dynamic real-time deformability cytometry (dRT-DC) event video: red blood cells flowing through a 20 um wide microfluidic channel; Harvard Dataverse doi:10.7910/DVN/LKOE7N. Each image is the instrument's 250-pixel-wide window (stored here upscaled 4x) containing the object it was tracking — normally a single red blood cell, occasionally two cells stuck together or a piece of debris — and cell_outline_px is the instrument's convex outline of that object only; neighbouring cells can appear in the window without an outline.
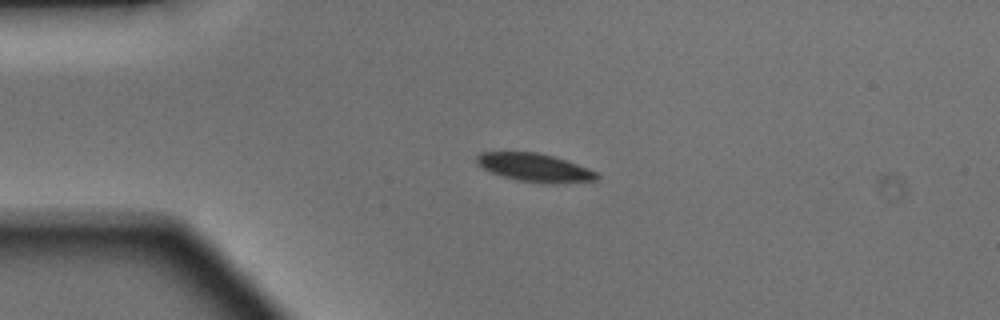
{"species": "Egyptian fruit bat (a non-hibernating species)", "species_latin": "Rousettus aegyptiacus", "temperature_condition": "warm", "stored_images_in_passage": 38, "camera_frame_rate_fps": 3000, "um_per_image_px": 0.085, "animal": {"sex": "male"}, "frame": {"image": 1, "passage_image": 1, "time_ms": 0.0, "image_size_px": [1000, 320], "cell_outline_px": [[600, 176], [596, 180], [552, 184], [516, 180], [492, 172], [476, 164], [476, 156], [480, 152], [536, 152], [552, 156], [588, 168], [596, 172]], "centroid_in_image_um": [45.44, 14.24], "position_along_channel_um": 39.6, "area_um2": 19.54}}
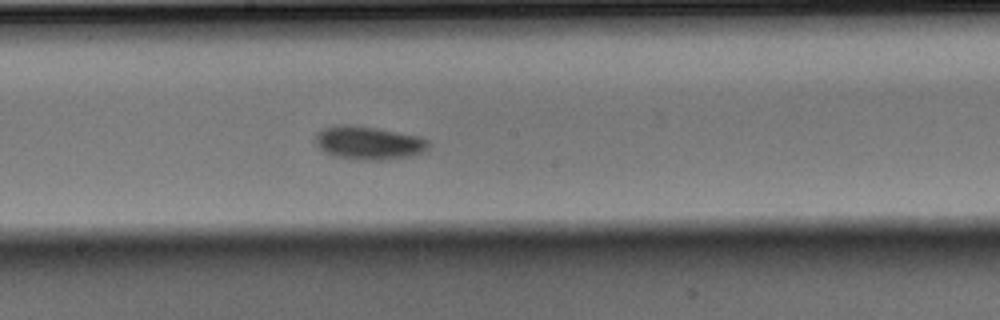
{"frame": {"image": 2, "passage_image": 16, "time_ms": 5.0, "image_size_px": [1000, 320], "cell_outline_px": [[428, 148], [424, 152], [412, 156], [384, 160], [356, 160], [332, 156], [324, 152], [312, 140], [316, 132], [324, 128], [344, 124], [376, 128], [420, 136], [428, 140]], "centroid_in_image_um": [31.3, 12.16], "position_along_channel_um": 216.9, "area_um2": 22.25}}
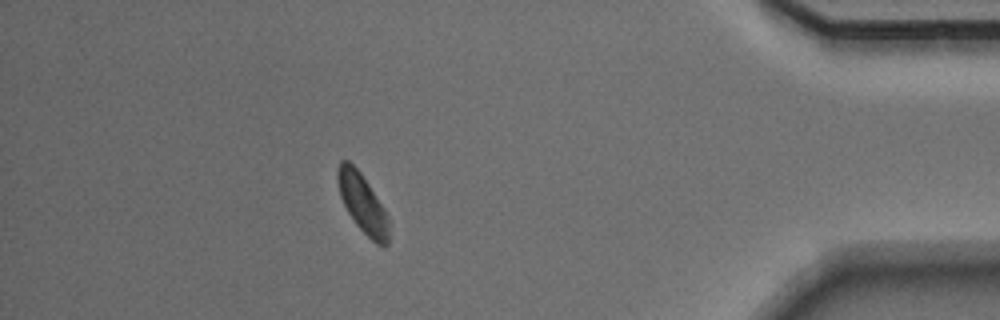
{"frame": {"image": 3, "passage_image": 33, "time_ms": 10.667, "image_size_px": [1000, 320], "cell_outline_px": [[388, 244], [384, 248], [376, 244], [356, 224], [348, 212], [340, 196], [336, 176], [336, 168], [340, 160], [348, 160], [360, 172], [368, 184], [388, 216]], "centroid_in_image_um": [30.79, 17.27], "position_along_channel_um": 404.4, "area_um2": 17.34}, "authors_computed_cell_mechanics": {"area_um2": 19.6809, "velocity_mm_per_s": 4.1031, "shape_relaxation_time_tau1_ms": 2.6788, "shape_relaxation_time_tau2_ms": null, "deformation_change_tau1": 0.104, "deformation_change_tau2": null}}